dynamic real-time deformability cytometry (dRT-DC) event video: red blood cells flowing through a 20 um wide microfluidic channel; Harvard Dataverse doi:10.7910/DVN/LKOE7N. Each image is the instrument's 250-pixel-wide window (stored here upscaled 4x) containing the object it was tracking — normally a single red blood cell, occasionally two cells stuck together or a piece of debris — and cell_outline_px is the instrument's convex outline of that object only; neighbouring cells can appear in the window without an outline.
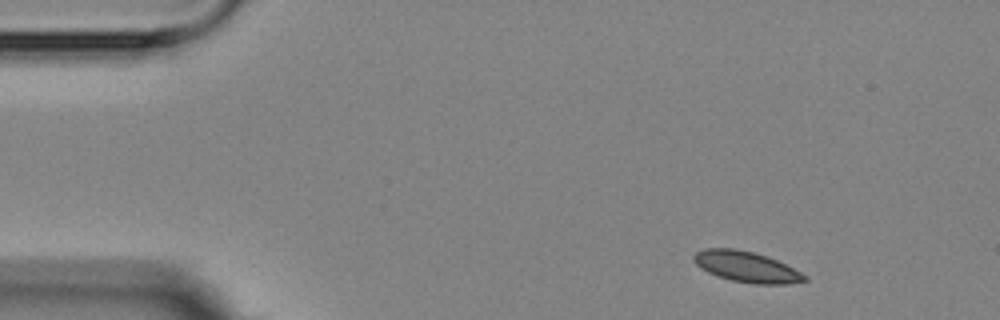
{"species": "Egyptian fruit bat (a non-hibernating species)", "species_latin": "Rousettus aegyptiacus", "temperature_condition": "room temperature", "stored_images_in_passage": 5, "camera_frame_rate_fps": 3000, "um_per_image_px": 0.085, "animal": {"sex": "female"}, "frame": {"image": 1, "passage_image": 1, "time_ms": 0.0, "image_size_px": [1000, 320], "cell_outline_px": [[808, 280], [788, 284], [752, 284], [732, 280], [708, 272], [700, 268], [692, 260], [692, 256], [696, 252], [704, 248], [736, 248], [768, 256], [808, 276]], "centroid_in_image_um": [63.43, 22.67], "position_along_channel_um": 21.6, "area_um2": 19.83}}
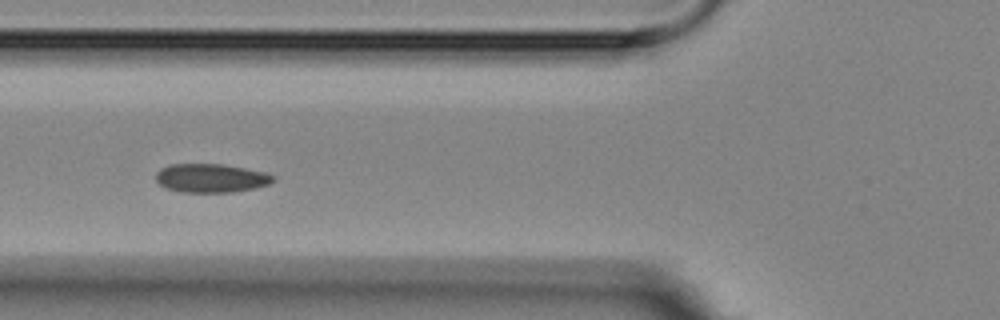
{"frame": {"image": 2, "passage_image": 4, "time_ms": 4.667, "image_size_px": [1000, 320], "cell_outline_px": [[276, 180], [268, 184], [256, 188], [232, 192], [180, 192], [164, 188], [156, 180], [156, 172], [160, 168], [172, 164], [224, 164], [264, 172], [276, 176]], "centroid_in_image_um": [17.93, 15.14], "position_along_channel_um": 107.9, "area_um2": 19.77}}
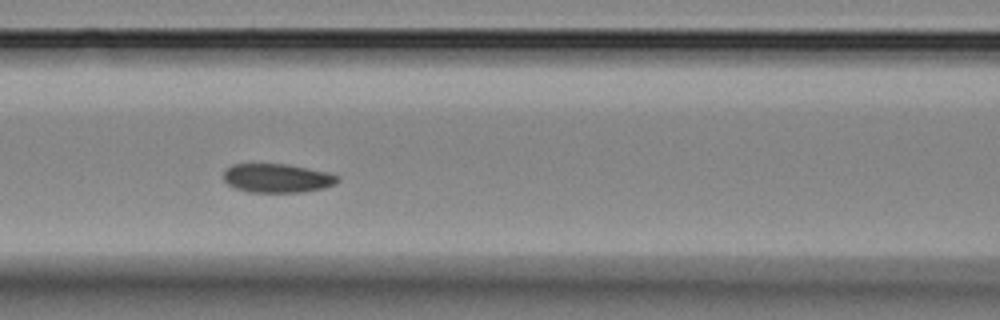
{"frame": {"image": 3, "passage_image": 5, "time_ms": 5.667, "image_size_px": [1000, 320], "cell_outline_px": [[340, 180], [336, 184], [324, 188], [304, 192], [248, 192], [236, 188], [228, 184], [224, 180], [224, 172], [232, 164], [284, 164], [328, 172], [340, 176]], "centroid_in_image_um": [23.6, 15.15], "position_along_channel_um": 143.0, "area_um2": 19.19}}